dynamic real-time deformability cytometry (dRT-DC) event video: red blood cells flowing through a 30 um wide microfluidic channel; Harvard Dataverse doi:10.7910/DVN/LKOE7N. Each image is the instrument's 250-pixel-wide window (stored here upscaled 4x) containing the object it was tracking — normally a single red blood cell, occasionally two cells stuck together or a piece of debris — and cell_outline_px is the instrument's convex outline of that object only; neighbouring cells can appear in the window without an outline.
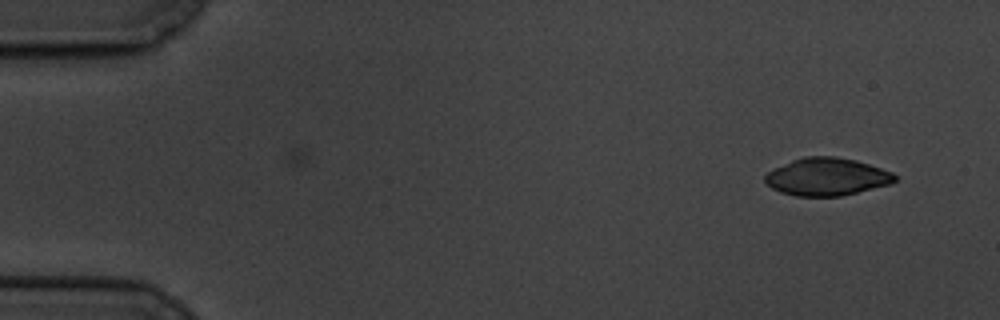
{"species": "common noctule bat (a hibernating species)", "species_latin": "Nyctalus noctula", "temperature_condition": "cold", "stored_images_in_passage": 7, "camera_frame_rate_fps": 3000, "um_per_image_px": 0.085, "animal": {"sex": "male", "body_mass_g": 19.5, "forearm_length_mm": 54.6}, "frame": {"image": 1, "passage_image": 1, "time_ms": 0.0, "image_size_px": [1000, 320], "cell_outline_px": [[896, 180], [892, 184], [840, 196], [796, 196], [780, 192], [772, 188], [764, 180], [764, 176], [768, 172], [792, 160], [804, 156], [836, 156], [856, 160], [892, 172], [896, 176]], "centroid_in_image_um": [70.29, 15.02], "position_along_channel_um": 14.7, "area_um2": 28.38}}
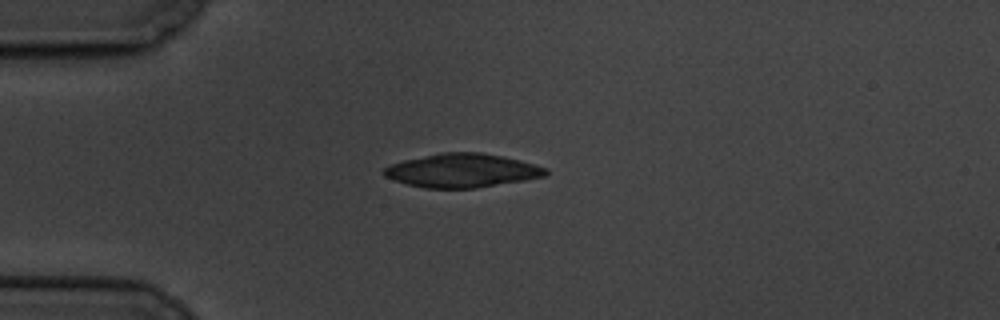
{"frame": {"image": 2, "passage_image": 4, "time_ms": 3.667, "image_size_px": [1000, 320], "cell_outline_px": [[548, 176], [476, 188], [424, 188], [408, 184], [384, 176], [384, 168], [392, 164], [404, 160], [440, 152], [480, 152], [520, 160], [548, 168]], "centroid_in_image_um": [39.31, 14.49], "position_along_channel_um": 45.7, "area_um2": 31.62}}